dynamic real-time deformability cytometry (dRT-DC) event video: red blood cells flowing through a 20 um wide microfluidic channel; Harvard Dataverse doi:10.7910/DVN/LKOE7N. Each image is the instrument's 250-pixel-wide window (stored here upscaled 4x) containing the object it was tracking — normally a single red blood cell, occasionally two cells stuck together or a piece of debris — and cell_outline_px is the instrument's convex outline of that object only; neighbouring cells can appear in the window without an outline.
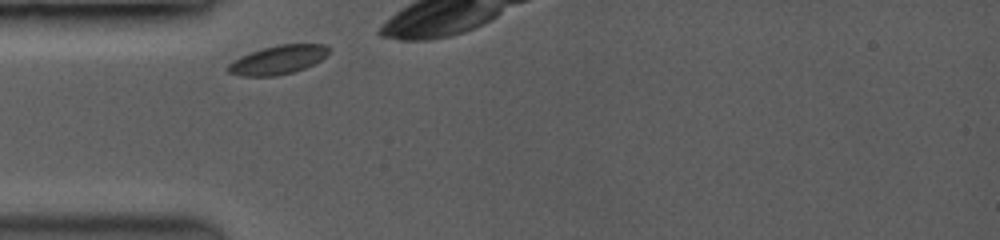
{"species": "common noctule bat (a hibernating species)", "species_latin": "Nyctalus noctula", "temperature_condition": "room temperature", "stored_images_in_passage": 9, "camera_frame_rate_fps": 3500, "um_per_image_px": 0.085, "animal": {"sex": "female", "body_mass_g": 19.0, "forearm_length_mm": 53.3}, "frame": {"image": 1, "passage_image": 1, "time_ms": 0.0, "image_size_px": [1000, 240], "cell_outline_px": [[332, 48], [320, 60], [304, 68], [292, 72], [276, 76], [240, 76], [228, 72], [228, 64], [232, 60], [240, 56], [264, 48], [280, 44], [324, 44]], "centroid_in_image_um": [23.61, 5.08], "position_along_channel_um": 61.4, "area_um2": 16.76}}